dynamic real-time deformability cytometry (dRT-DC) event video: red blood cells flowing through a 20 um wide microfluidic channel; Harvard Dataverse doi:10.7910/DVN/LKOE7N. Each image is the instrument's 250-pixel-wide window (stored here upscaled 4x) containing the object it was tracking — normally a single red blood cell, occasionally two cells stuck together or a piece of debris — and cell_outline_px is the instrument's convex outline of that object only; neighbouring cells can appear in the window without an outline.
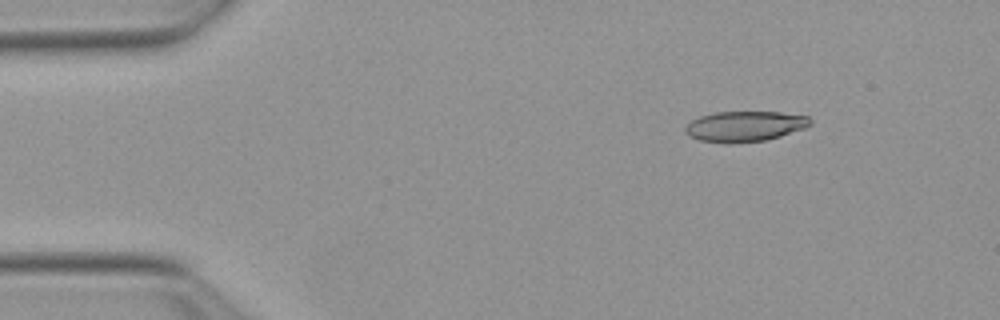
{"species": "Egyptian fruit bat (a non-hibernating species)", "species_latin": "Rousettus aegyptiacus", "temperature_condition": "warm", "stored_images_in_passage": 49, "camera_frame_rate_fps": 3000, "um_per_image_px": 0.085, "animal": {"sex": "female"}, "frame": {"image": 1, "passage_image": 2, "time_ms": 0.333, "image_size_px": [1000, 320], "cell_outline_px": [[812, 124], [804, 128], [780, 136], [764, 140], [728, 144], [700, 140], [688, 136], [684, 132], [684, 128], [692, 120], [700, 116], [716, 112], [780, 112], [808, 116], [812, 120]], "centroid_in_image_um": [63.29, 10.74], "position_along_channel_um": 21.7, "area_um2": 22.2}}
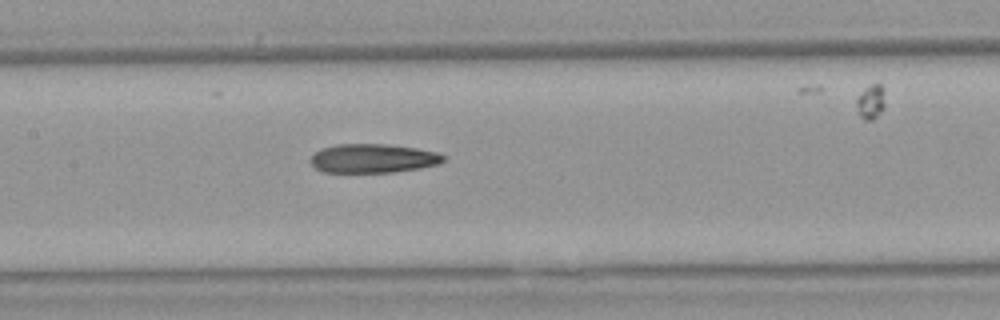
{"frame": {"image": 2, "passage_image": 20, "time_ms": 6.333, "image_size_px": [1000, 320], "cell_outline_px": [[444, 160], [440, 164], [420, 168], [396, 172], [324, 172], [316, 168], [312, 164], [312, 156], [320, 148], [336, 144], [388, 144], [416, 148], [440, 152], [444, 156]], "centroid_in_image_um": [31.75, 13.46], "position_along_channel_um": 175.7, "area_um2": 22.48}}
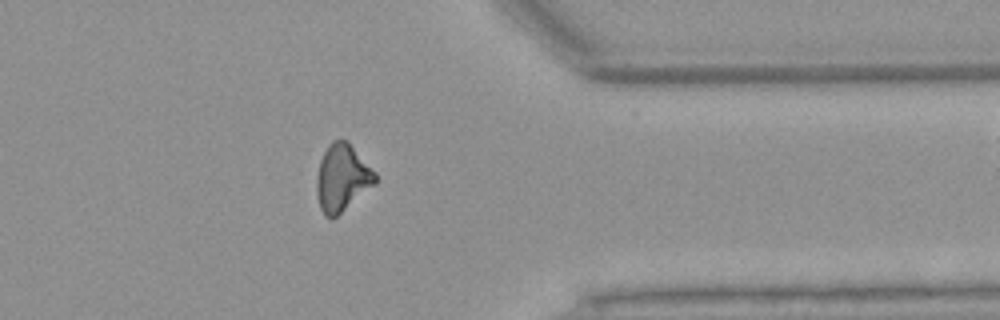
{"frame": {"image": 3, "passage_image": 37, "time_ms": 12.0, "image_size_px": [1000, 320], "cell_outline_px": [[376, 184], [332, 220], [324, 216], [320, 208], [316, 192], [316, 176], [320, 160], [328, 144], [332, 140], [348, 140], [376, 172]], "centroid_in_image_um": [29.08, 15.12], "position_along_channel_um": 382.3, "area_um2": 23.24}, "authors_computed_cell_mechanics": {"area_um2": 22.6576, "velocity_mm_per_s": 3.8742, "shape_relaxation_time_tau1_ms": null, "shape_relaxation_time_tau2_ms": 6.4627, "deformation_change_tau1": null, "deformation_change_tau2": 0.1957}}